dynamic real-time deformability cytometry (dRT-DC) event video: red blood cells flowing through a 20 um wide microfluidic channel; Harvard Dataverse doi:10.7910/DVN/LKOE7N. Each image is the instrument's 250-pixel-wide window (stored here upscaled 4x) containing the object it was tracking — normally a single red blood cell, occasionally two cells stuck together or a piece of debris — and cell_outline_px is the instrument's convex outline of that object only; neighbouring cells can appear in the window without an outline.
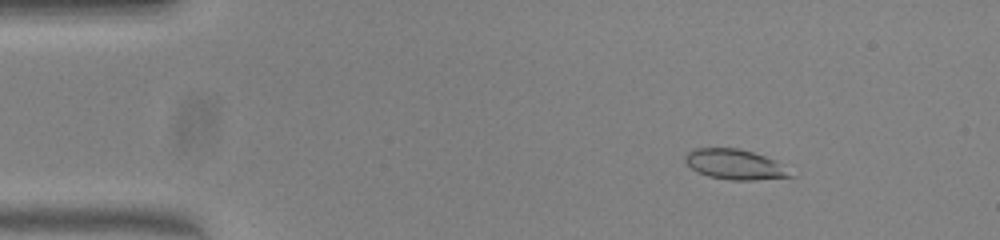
{"species": "common noctule bat (a hibernating species)", "species_latin": "Nyctalus noctula", "temperature_condition": "warm", "stored_images_in_passage": 51, "camera_frame_rate_fps": 3000, "um_per_image_px": 0.085, "animal": {"sex": "female", "body_mass_g": 23.0, "forearm_length_mm": 53.4}, "frame": {"image": 1, "passage_image": 7, "time_ms": 2.0, "image_size_px": [1000, 240], "cell_outline_px": [[796, 176], [752, 180], [728, 180], [708, 176], [692, 168], [684, 160], [684, 156], [688, 152], [696, 148], [740, 148], [764, 156], [772, 160]], "centroid_in_image_um": [62.42, 13.97], "position_along_channel_um": 22.6, "area_um2": 18.09}}
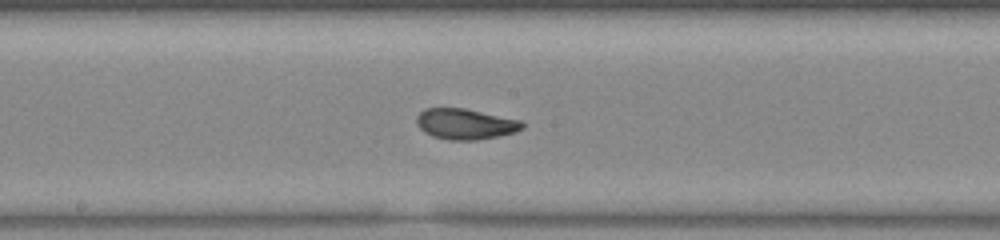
{"frame": {"image": 2, "passage_image": 27, "time_ms": 8.667, "image_size_px": [1000, 240], "cell_outline_px": [[524, 128], [516, 132], [476, 140], [448, 140], [432, 136], [424, 132], [416, 124], [416, 116], [424, 108], [464, 108], [524, 120]], "centroid_in_image_um": [39.57, 10.53], "position_along_channel_um": 208.6, "area_um2": 19.13}}
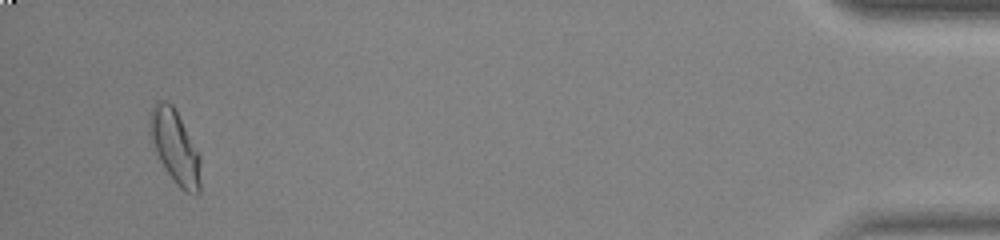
{"frame": {"image": 3, "passage_image": 49, "time_ms": 16.0, "image_size_px": [1000, 240], "cell_outline_px": [[200, 192], [196, 196], [184, 192], [176, 184], [160, 160], [156, 152], [148, 132], [148, 120], [152, 104], [160, 100], [164, 100], [172, 104], [200, 156]], "centroid_in_image_um": [14.85, 12.49], "position_along_channel_um": 420.3, "area_um2": 21.68}, "authors_computed_cell_mechanics": {"area_um2": 18.9584, "velocity_mm_per_s": 3.985, "shape_relaxation_time_tau1_ms": 8.6111, "shape_relaxation_time_tau2_ms": 0.9648, "deformation_change_tau1": 0.2249, "deformation_change_tau2": 0.0577}}